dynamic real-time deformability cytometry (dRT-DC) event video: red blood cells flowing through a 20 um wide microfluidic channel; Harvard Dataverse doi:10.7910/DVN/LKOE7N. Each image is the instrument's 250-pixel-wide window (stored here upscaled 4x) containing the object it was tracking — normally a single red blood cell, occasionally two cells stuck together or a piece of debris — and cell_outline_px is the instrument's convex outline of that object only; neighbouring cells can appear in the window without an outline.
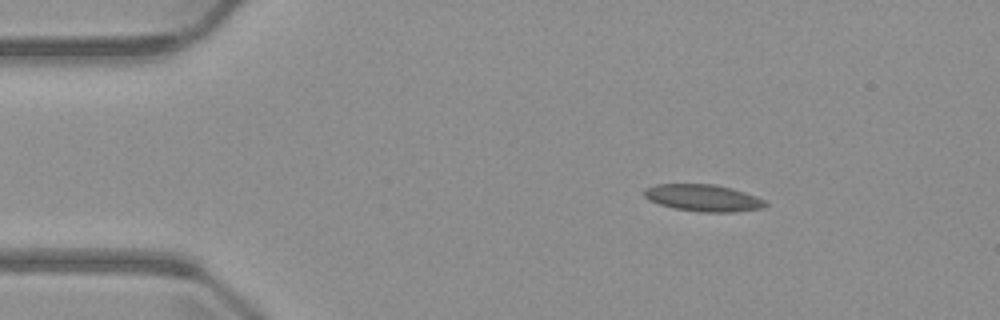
{"species": "common noctule bat (a hibernating species)", "species_latin": "Nyctalus noctula", "temperature_condition": "warm", "stored_images_in_passage": 3, "camera_frame_rate_fps": 3000, "um_per_image_px": 0.085, "animal": {"sex": "male", "body_mass_g": 23.1, "forearm_length_mm": 52.7}, "frame": {"image": 1, "passage_image": 1, "time_ms": 0.0, "image_size_px": [1000, 320], "cell_outline_px": [[768, 204], [764, 208], [736, 212], [700, 212], [676, 208], [660, 204], [648, 200], [644, 196], [644, 188], [656, 184], [716, 184], [732, 188], [756, 196], [764, 200]], "centroid_in_image_um": [59.78, 16.82], "position_along_channel_um": 25.2, "area_um2": 19.07}}
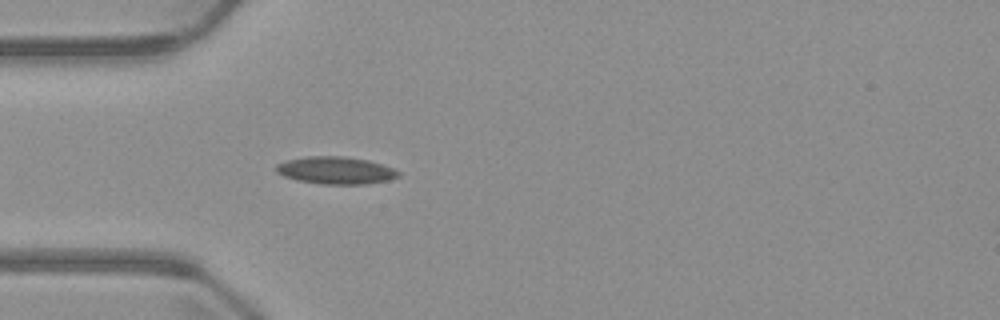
{"frame": {"image": 2, "passage_image": 3, "time_ms": 2.333, "image_size_px": [1000, 320], "cell_outline_px": [[400, 176], [388, 180], [368, 184], [320, 184], [296, 180], [284, 176], [276, 172], [276, 164], [288, 160], [308, 156], [344, 156], [368, 160], [392, 168], [400, 172]], "centroid_in_image_um": [28.53, 14.49], "position_along_channel_um": 56.5, "area_um2": 19.48}}